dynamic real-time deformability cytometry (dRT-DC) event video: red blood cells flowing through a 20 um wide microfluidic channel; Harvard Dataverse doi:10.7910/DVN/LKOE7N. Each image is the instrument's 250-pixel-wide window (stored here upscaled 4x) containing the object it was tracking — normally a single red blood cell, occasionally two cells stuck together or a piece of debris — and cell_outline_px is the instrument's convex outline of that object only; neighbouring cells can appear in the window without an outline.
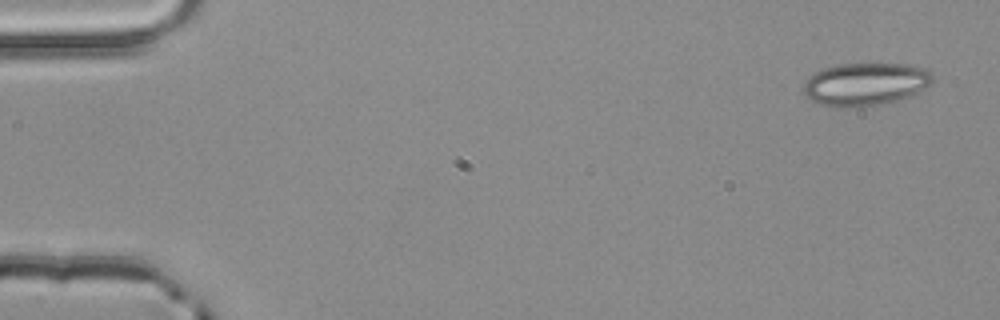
{"species": "common noctule bat (a hibernating species)", "species_latin": "Nyctalus noctula", "temperature_condition": "room temperature", "stored_images_in_passage": 4, "camera_frame_rate_fps": 3000, "um_per_image_px": 0.085, "animal": {"sex": "male", "body_mass_g": 20.4}, "frame": {"image": 1, "passage_image": 1, "time_ms": 0.0, "image_size_px": [1000, 320], "cell_outline_px": [[932, 80], [924, 88], [912, 96], [880, 104], [848, 108], [820, 104], [812, 100], [804, 92], [804, 84], [808, 76], [824, 68], [836, 64], [908, 64], [928, 68], [932, 72]], "centroid_in_image_um": [73.58, 7.14], "position_along_channel_um": 11.4, "area_um2": 32.14}}
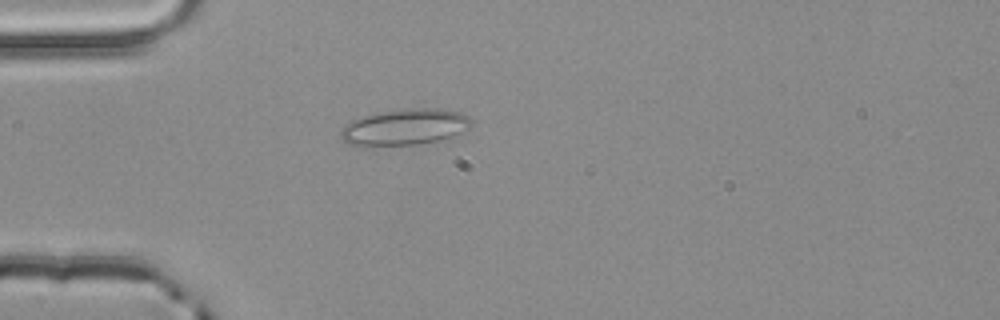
{"frame": {"image": 2, "passage_image": 4, "time_ms": 1.0, "image_size_px": [1000, 320], "cell_outline_px": [[472, 124], [468, 128], [452, 140], [416, 144], [348, 144], [340, 136], [340, 132], [344, 124], [352, 120], [376, 112], [404, 108], [440, 108], [464, 112], [472, 120]], "centroid_in_image_um": [34.53, 10.77], "position_along_channel_um": 50.5, "area_um2": 27.92}}